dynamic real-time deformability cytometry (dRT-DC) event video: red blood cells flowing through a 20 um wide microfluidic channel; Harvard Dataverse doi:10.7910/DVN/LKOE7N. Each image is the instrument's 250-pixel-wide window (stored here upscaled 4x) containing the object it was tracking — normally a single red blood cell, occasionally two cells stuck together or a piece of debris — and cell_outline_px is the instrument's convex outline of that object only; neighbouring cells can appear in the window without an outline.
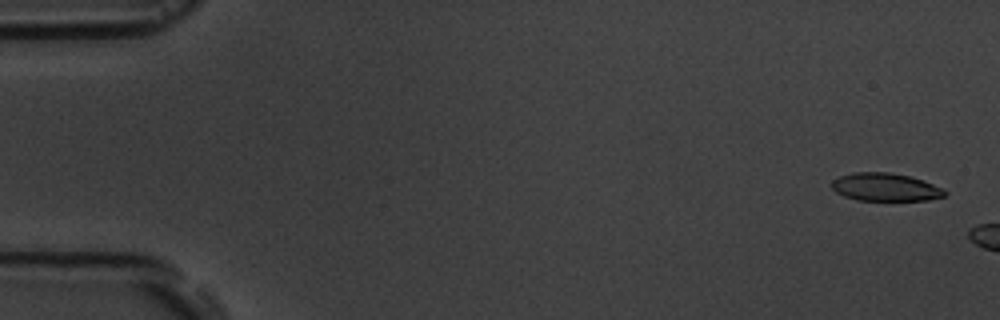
{"species": "common noctule bat (a hibernating species)", "species_latin": "Nyctalus noctula", "temperature_condition": "room temperature", "stored_images_in_passage": 3, "camera_frame_rate_fps": 3000, "um_per_image_px": 0.085, "animal": {"sex": "male", "body_mass_g": 19.5, "forearm_length_mm": 54.6}, "frame": {"image": 1, "passage_image": 1, "time_ms": 0.0, "image_size_px": [1000, 320], "cell_outline_px": [[948, 192], [944, 196], [928, 200], [856, 200], [844, 196], [836, 192], [832, 188], [832, 180], [840, 176], [852, 172], [888, 172], [908, 176], [924, 180], [944, 188]], "centroid_in_image_um": [75.27, 15.9], "position_along_channel_um": 9.7, "area_um2": 18.5}}